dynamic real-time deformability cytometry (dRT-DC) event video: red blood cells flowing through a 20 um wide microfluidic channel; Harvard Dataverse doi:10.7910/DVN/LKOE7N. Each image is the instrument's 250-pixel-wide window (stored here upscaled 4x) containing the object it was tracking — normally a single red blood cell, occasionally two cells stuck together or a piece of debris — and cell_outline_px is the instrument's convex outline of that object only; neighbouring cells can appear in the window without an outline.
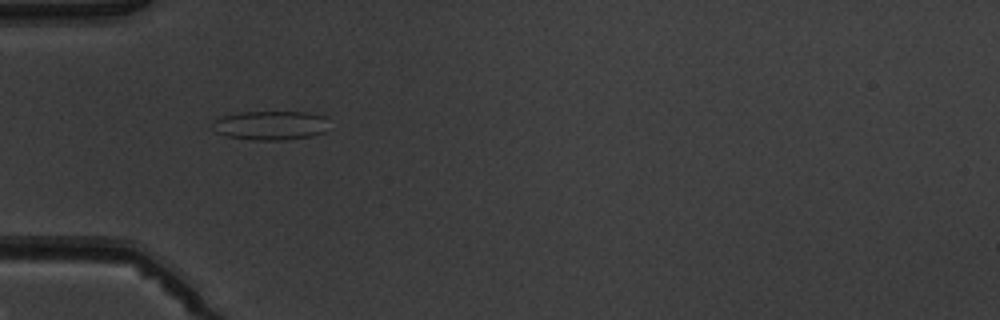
{"species": "common noctule bat (a hibernating species)", "species_latin": "Nyctalus noctula", "temperature_condition": "warm", "stored_images_in_passage": 3, "camera_frame_rate_fps": 3000, "um_per_image_px": 0.085, "animal": {"sex": "male", "body_mass_g": 19.5, "forearm_length_mm": 54.6}, "frame": {"image": 1, "passage_image": 1, "time_ms": 0.0, "image_size_px": [1000, 320], "cell_outline_px": [[324, 132], [312, 136], [284, 140], [252, 140], [228, 136], [216, 132], [212, 124], [212, 120], [224, 116], [240, 112], [308, 112], [324, 116]], "centroid_in_image_um": [22.94, 10.66], "position_along_channel_um": 62.1, "area_um2": 19.54}}
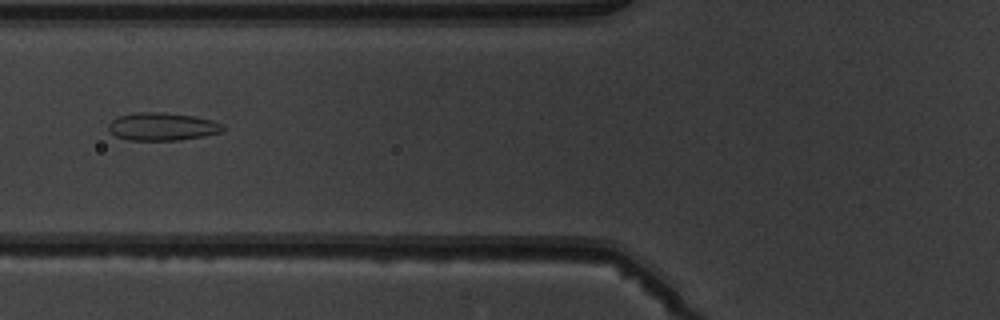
{"frame": {"image": 2, "passage_image": 2, "time_ms": 1.333, "image_size_px": [1000, 320], "cell_outline_px": [[224, 128], [220, 132], [204, 136], [176, 140], [128, 140], [116, 136], [108, 128], [108, 124], [112, 120], [120, 116], [136, 112], [164, 112], [192, 116], [212, 120], [224, 124]], "centroid_in_image_um": [13.8, 10.75], "position_along_channel_um": 112.0, "area_um2": 18.44}}
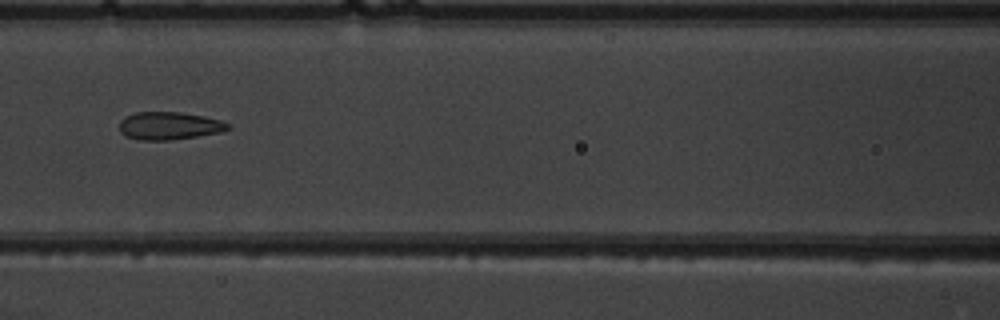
{"frame": {"image": 3, "passage_image": 3, "time_ms": 2.333, "image_size_px": [1000, 320], "cell_outline_px": [[228, 128], [224, 132], [168, 140], [140, 140], [124, 136], [120, 132], [120, 120], [124, 116], [136, 112], [180, 112], [204, 116], [220, 120], [228, 124]], "centroid_in_image_um": [14.34, 10.69], "position_along_channel_um": 152.3, "area_um2": 17.57}}